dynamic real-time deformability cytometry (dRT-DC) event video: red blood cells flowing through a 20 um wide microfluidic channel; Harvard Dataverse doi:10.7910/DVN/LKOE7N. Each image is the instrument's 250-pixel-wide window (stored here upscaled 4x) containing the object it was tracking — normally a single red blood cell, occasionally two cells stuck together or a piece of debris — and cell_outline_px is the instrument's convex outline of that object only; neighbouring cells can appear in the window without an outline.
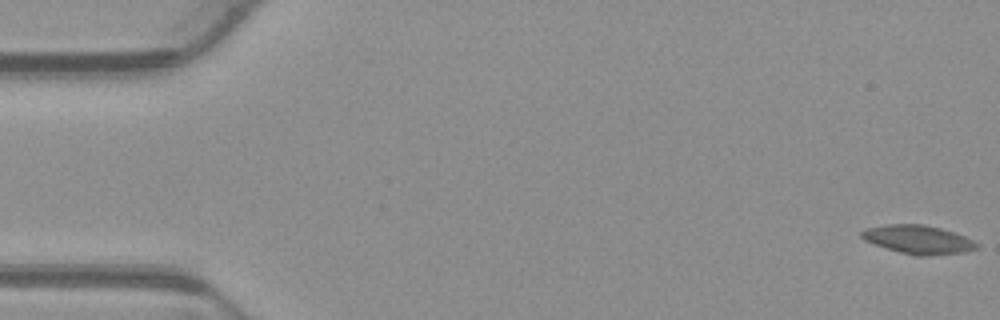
{"species": "common noctule bat (a hibernating species)", "species_latin": "Nyctalus noctula", "temperature_condition": "warm", "stored_images_in_passage": 55, "camera_frame_rate_fps": 3000, "um_per_image_px": 0.085, "animal": {"sex": "male", "body_mass_g": 23.1, "forearm_length_mm": 52.7}, "frame": {"image": 1, "passage_image": 1, "time_ms": 0.0, "image_size_px": [1000, 320], "cell_outline_px": [[980, 244], [976, 248], [964, 252], [924, 256], [916, 256], [900, 252], [864, 240], [860, 236], [860, 232], [868, 228], [888, 224], [924, 224], [940, 228], [964, 236]], "centroid_in_image_um": [78.05, 20.36], "position_along_channel_um": 7.0, "area_um2": 18.9}}
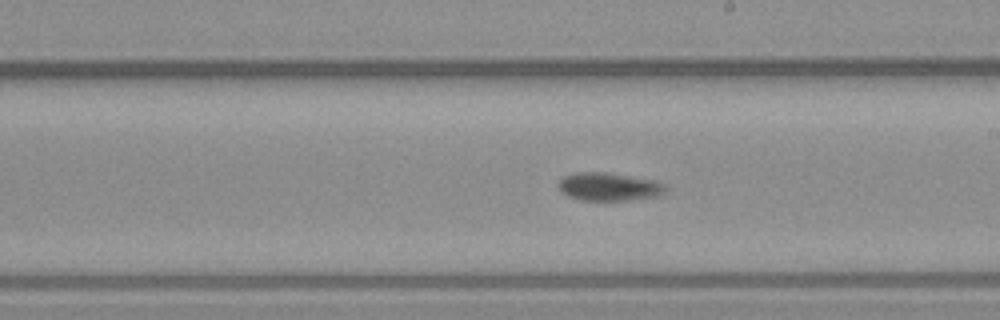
{"frame": {"image": 2, "passage_image": 31, "time_ms": 10.0, "image_size_px": [1000, 320], "cell_outline_px": [[668, 188], [660, 196], [628, 200], [584, 200], [568, 196], [560, 192], [556, 184], [564, 176], [576, 172], [608, 172], [656, 180], [664, 184]], "centroid_in_image_um": [51.76, 15.86], "position_along_channel_um": 237.2, "area_um2": 17.8}}
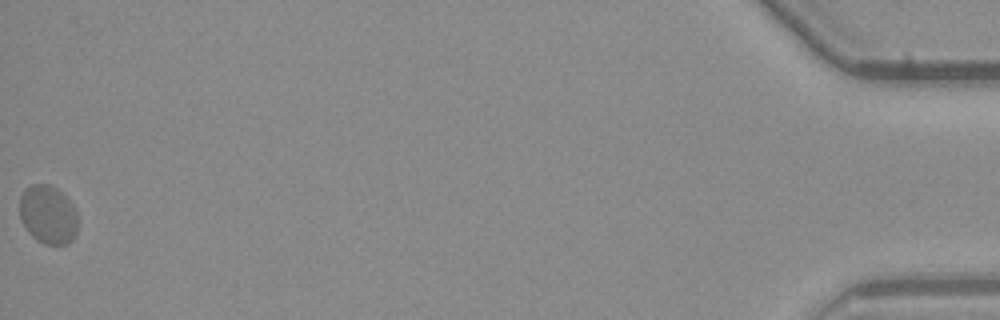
{"frame": {"image": 3, "passage_image": 55, "time_ms": 18.0, "image_size_px": [1000, 320], "cell_outline_px": [[76, 232], [72, 240], [68, 244], [44, 244], [36, 240], [28, 232], [20, 216], [20, 196], [24, 188], [32, 184], [48, 184], [56, 188], [76, 208]], "centroid_in_image_um": [4.06, 18.24], "position_along_channel_um": 431.1, "area_um2": 19.77}, "authors_computed_cell_mechanics": {"area_um2": 18.207, "velocity_mm_per_s": 3.7861, "shape_relaxation_time_tau1_ms": null, "shape_relaxation_time_tau2_ms": 2.064, "deformation_change_tau1": null, "deformation_change_tau2": 0.0473}}